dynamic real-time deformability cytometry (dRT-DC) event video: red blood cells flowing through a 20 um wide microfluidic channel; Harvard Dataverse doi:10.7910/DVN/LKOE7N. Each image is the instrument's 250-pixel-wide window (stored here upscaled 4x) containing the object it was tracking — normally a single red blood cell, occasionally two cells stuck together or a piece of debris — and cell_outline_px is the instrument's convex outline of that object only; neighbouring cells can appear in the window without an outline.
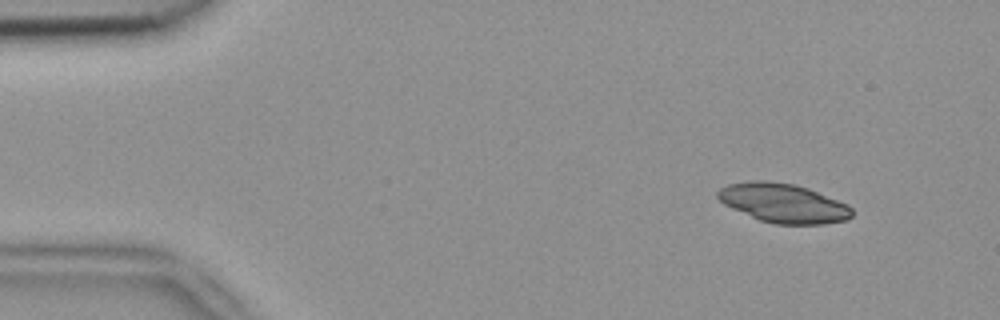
{"species": "common noctule bat (a hibernating species)", "species_latin": "Nyctalus noctula", "temperature_condition": "room temperature", "stored_images_in_passage": 5, "segment_of_instrument_passage": [1, 2], "camera_frame_rate_fps": 3000, "um_per_image_px": 0.085, "animal": {"sex": "female", "body_mass_g": 18.4}, "frame": {"image": 1, "passage_image": 1, "time_ms": 0.0, "image_size_px": [1000, 320], "cell_outline_px": [[852, 216], [844, 220], [824, 224], [776, 224], [760, 220], [732, 208], [724, 204], [716, 196], [716, 192], [720, 188], [728, 184], [748, 180], [768, 180], [792, 184], [808, 188], [848, 204], [852, 208]], "centroid_in_image_um": [66.56, 17.25], "position_along_channel_um": 18.4, "area_um2": 30.58}}